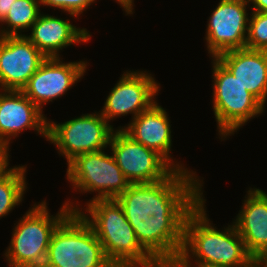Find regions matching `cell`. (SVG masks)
Segmentation results:
<instances>
[{
  "instance_id": "obj_21",
  "label": "cell",
  "mask_w": 267,
  "mask_h": 267,
  "mask_svg": "<svg viewBox=\"0 0 267 267\" xmlns=\"http://www.w3.org/2000/svg\"><path fill=\"white\" fill-rule=\"evenodd\" d=\"M246 48L267 51V12L249 14Z\"/></svg>"
},
{
  "instance_id": "obj_9",
  "label": "cell",
  "mask_w": 267,
  "mask_h": 267,
  "mask_svg": "<svg viewBox=\"0 0 267 267\" xmlns=\"http://www.w3.org/2000/svg\"><path fill=\"white\" fill-rule=\"evenodd\" d=\"M109 148L130 184L159 182L175 170L162 155L136 142L122 129L114 130Z\"/></svg>"
},
{
  "instance_id": "obj_18",
  "label": "cell",
  "mask_w": 267,
  "mask_h": 267,
  "mask_svg": "<svg viewBox=\"0 0 267 267\" xmlns=\"http://www.w3.org/2000/svg\"><path fill=\"white\" fill-rule=\"evenodd\" d=\"M233 223L247 252L255 258L267 247V193L249 188Z\"/></svg>"
},
{
  "instance_id": "obj_6",
  "label": "cell",
  "mask_w": 267,
  "mask_h": 267,
  "mask_svg": "<svg viewBox=\"0 0 267 267\" xmlns=\"http://www.w3.org/2000/svg\"><path fill=\"white\" fill-rule=\"evenodd\" d=\"M212 60L213 112L219 139L226 140L248 121L265 113V106L217 59ZM226 138V139H225Z\"/></svg>"
},
{
  "instance_id": "obj_28",
  "label": "cell",
  "mask_w": 267,
  "mask_h": 267,
  "mask_svg": "<svg viewBox=\"0 0 267 267\" xmlns=\"http://www.w3.org/2000/svg\"><path fill=\"white\" fill-rule=\"evenodd\" d=\"M7 149L0 143V156L6 151Z\"/></svg>"
},
{
  "instance_id": "obj_24",
  "label": "cell",
  "mask_w": 267,
  "mask_h": 267,
  "mask_svg": "<svg viewBox=\"0 0 267 267\" xmlns=\"http://www.w3.org/2000/svg\"><path fill=\"white\" fill-rule=\"evenodd\" d=\"M254 12H267V0H248Z\"/></svg>"
},
{
  "instance_id": "obj_5",
  "label": "cell",
  "mask_w": 267,
  "mask_h": 267,
  "mask_svg": "<svg viewBox=\"0 0 267 267\" xmlns=\"http://www.w3.org/2000/svg\"><path fill=\"white\" fill-rule=\"evenodd\" d=\"M43 267H114L89 223L70 212L53 231Z\"/></svg>"
},
{
  "instance_id": "obj_23",
  "label": "cell",
  "mask_w": 267,
  "mask_h": 267,
  "mask_svg": "<svg viewBox=\"0 0 267 267\" xmlns=\"http://www.w3.org/2000/svg\"><path fill=\"white\" fill-rule=\"evenodd\" d=\"M11 150H6L1 156H0V180L3 179L13 168L14 166L10 167L9 163V157Z\"/></svg>"
},
{
  "instance_id": "obj_2",
  "label": "cell",
  "mask_w": 267,
  "mask_h": 267,
  "mask_svg": "<svg viewBox=\"0 0 267 267\" xmlns=\"http://www.w3.org/2000/svg\"><path fill=\"white\" fill-rule=\"evenodd\" d=\"M204 198L184 221L183 246L171 267H254V258L247 252L234 223L222 231L212 225Z\"/></svg>"
},
{
  "instance_id": "obj_19",
  "label": "cell",
  "mask_w": 267,
  "mask_h": 267,
  "mask_svg": "<svg viewBox=\"0 0 267 267\" xmlns=\"http://www.w3.org/2000/svg\"><path fill=\"white\" fill-rule=\"evenodd\" d=\"M40 6L41 0H15L0 24V36L24 35L42 13Z\"/></svg>"
},
{
  "instance_id": "obj_25",
  "label": "cell",
  "mask_w": 267,
  "mask_h": 267,
  "mask_svg": "<svg viewBox=\"0 0 267 267\" xmlns=\"http://www.w3.org/2000/svg\"><path fill=\"white\" fill-rule=\"evenodd\" d=\"M15 0H0V23L4 20Z\"/></svg>"
},
{
  "instance_id": "obj_17",
  "label": "cell",
  "mask_w": 267,
  "mask_h": 267,
  "mask_svg": "<svg viewBox=\"0 0 267 267\" xmlns=\"http://www.w3.org/2000/svg\"><path fill=\"white\" fill-rule=\"evenodd\" d=\"M264 106L267 102V51L241 48L216 57Z\"/></svg>"
},
{
  "instance_id": "obj_1",
  "label": "cell",
  "mask_w": 267,
  "mask_h": 267,
  "mask_svg": "<svg viewBox=\"0 0 267 267\" xmlns=\"http://www.w3.org/2000/svg\"><path fill=\"white\" fill-rule=\"evenodd\" d=\"M199 177L175 169L159 182L131 183L115 198L140 245L162 267H171L180 255L184 221L204 196Z\"/></svg>"
},
{
  "instance_id": "obj_11",
  "label": "cell",
  "mask_w": 267,
  "mask_h": 267,
  "mask_svg": "<svg viewBox=\"0 0 267 267\" xmlns=\"http://www.w3.org/2000/svg\"><path fill=\"white\" fill-rule=\"evenodd\" d=\"M248 0H220L207 21L206 46L209 58L246 48L249 16Z\"/></svg>"
},
{
  "instance_id": "obj_22",
  "label": "cell",
  "mask_w": 267,
  "mask_h": 267,
  "mask_svg": "<svg viewBox=\"0 0 267 267\" xmlns=\"http://www.w3.org/2000/svg\"><path fill=\"white\" fill-rule=\"evenodd\" d=\"M97 0H41V5L49 6L50 8H54L60 10L62 12L69 14L72 18L79 19V16L87 11L92 3H95Z\"/></svg>"
},
{
  "instance_id": "obj_27",
  "label": "cell",
  "mask_w": 267,
  "mask_h": 267,
  "mask_svg": "<svg viewBox=\"0 0 267 267\" xmlns=\"http://www.w3.org/2000/svg\"><path fill=\"white\" fill-rule=\"evenodd\" d=\"M254 267H267V247L254 258Z\"/></svg>"
},
{
  "instance_id": "obj_16",
  "label": "cell",
  "mask_w": 267,
  "mask_h": 267,
  "mask_svg": "<svg viewBox=\"0 0 267 267\" xmlns=\"http://www.w3.org/2000/svg\"><path fill=\"white\" fill-rule=\"evenodd\" d=\"M30 32V35H24L46 58L61 57L60 52L64 48L77 43H87L92 36L86 28L81 29L73 25L69 18L64 20L46 13L40 14Z\"/></svg>"
},
{
  "instance_id": "obj_26",
  "label": "cell",
  "mask_w": 267,
  "mask_h": 267,
  "mask_svg": "<svg viewBox=\"0 0 267 267\" xmlns=\"http://www.w3.org/2000/svg\"><path fill=\"white\" fill-rule=\"evenodd\" d=\"M123 9L126 15H132L134 13V0H115Z\"/></svg>"
},
{
  "instance_id": "obj_15",
  "label": "cell",
  "mask_w": 267,
  "mask_h": 267,
  "mask_svg": "<svg viewBox=\"0 0 267 267\" xmlns=\"http://www.w3.org/2000/svg\"><path fill=\"white\" fill-rule=\"evenodd\" d=\"M166 110L156 101L148 109L144 110L128 125L120 126L133 140L147 148L153 149L162 155L176 170H188L179 161H173L171 157L172 131L171 122Z\"/></svg>"
},
{
  "instance_id": "obj_20",
  "label": "cell",
  "mask_w": 267,
  "mask_h": 267,
  "mask_svg": "<svg viewBox=\"0 0 267 267\" xmlns=\"http://www.w3.org/2000/svg\"><path fill=\"white\" fill-rule=\"evenodd\" d=\"M26 168V165H16L0 180V219L8 216L24 200L28 188Z\"/></svg>"
},
{
  "instance_id": "obj_14",
  "label": "cell",
  "mask_w": 267,
  "mask_h": 267,
  "mask_svg": "<svg viewBox=\"0 0 267 267\" xmlns=\"http://www.w3.org/2000/svg\"><path fill=\"white\" fill-rule=\"evenodd\" d=\"M48 119L21 90H0V143L9 150L11 140L34 130L47 141Z\"/></svg>"
},
{
  "instance_id": "obj_10",
  "label": "cell",
  "mask_w": 267,
  "mask_h": 267,
  "mask_svg": "<svg viewBox=\"0 0 267 267\" xmlns=\"http://www.w3.org/2000/svg\"><path fill=\"white\" fill-rule=\"evenodd\" d=\"M119 78L100 110L109 123L129 114L133 120L156 102L160 90V83L147 71L126 70Z\"/></svg>"
},
{
  "instance_id": "obj_12",
  "label": "cell",
  "mask_w": 267,
  "mask_h": 267,
  "mask_svg": "<svg viewBox=\"0 0 267 267\" xmlns=\"http://www.w3.org/2000/svg\"><path fill=\"white\" fill-rule=\"evenodd\" d=\"M62 57L46 58L21 90L41 111L45 104L62 97L87 71L85 60L63 62Z\"/></svg>"
},
{
  "instance_id": "obj_13",
  "label": "cell",
  "mask_w": 267,
  "mask_h": 267,
  "mask_svg": "<svg viewBox=\"0 0 267 267\" xmlns=\"http://www.w3.org/2000/svg\"><path fill=\"white\" fill-rule=\"evenodd\" d=\"M46 57L25 36H0V90H22Z\"/></svg>"
},
{
  "instance_id": "obj_7",
  "label": "cell",
  "mask_w": 267,
  "mask_h": 267,
  "mask_svg": "<svg viewBox=\"0 0 267 267\" xmlns=\"http://www.w3.org/2000/svg\"><path fill=\"white\" fill-rule=\"evenodd\" d=\"M105 149L76 156L67 165L66 179L79 193H93L94 199L116 198L130 185L117 162Z\"/></svg>"
},
{
  "instance_id": "obj_3",
  "label": "cell",
  "mask_w": 267,
  "mask_h": 267,
  "mask_svg": "<svg viewBox=\"0 0 267 267\" xmlns=\"http://www.w3.org/2000/svg\"><path fill=\"white\" fill-rule=\"evenodd\" d=\"M64 202L71 212H79L89 223L114 267H162L140 245L115 198L94 199L87 202L85 208H80L78 201Z\"/></svg>"
},
{
  "instance_id": "obj_8",
  "label": "cell",
  "mask_w": 267,
  "mask_h": 267,
  "mask_svg": "<svg viewBox=\"0 0 267 267\" xmlns=\"http://www.w3.org/2000/svg\"><path fill=\"white\" fill-rule=\"evenodd\" d=\"M100 111L82 114L69 121L56 123L48 119L47 141L56 146L67 164L76 156L108 148L116 128Z\"/></svg>"
},
{
  "instance_id": "obj_4",
  "label": "cell",
  "mask_w": 267,
  "mask_h": 267,
  "mask_svg": "<svg viewBox=\"0 0 267 267\" xmlns=\"http://www.w3.org/2000/svg\"><path fill=\"white\" fill-rule=\"evenodd\" d=\"M37 203L14 225L10 244L3 255L9 267H43L53 231L71 212L64 202L53 216L46 200Z\"/></svg>"
}]
</instances>
